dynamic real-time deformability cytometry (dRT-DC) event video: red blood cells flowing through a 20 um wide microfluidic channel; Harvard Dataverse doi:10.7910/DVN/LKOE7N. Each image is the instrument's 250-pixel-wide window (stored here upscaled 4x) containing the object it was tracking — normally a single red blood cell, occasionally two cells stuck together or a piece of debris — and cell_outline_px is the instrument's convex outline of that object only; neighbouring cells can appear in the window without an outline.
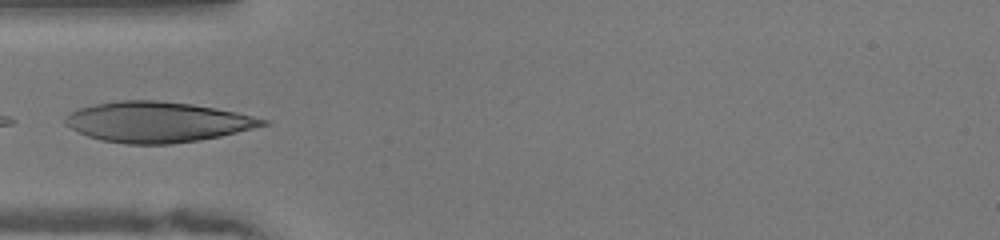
{"species": "human", "species_latin": "Homo sapiens", "temperature_condition": "warm", "stored_images_in_passage": 34, "camera_frame_rate_fps": 3000, "um_per_image_px": 0.085, "donor": {"sex": "female"}, "frame": {"image": 1, "passage_image": 14, "time_ms": 4.333, "image_size_px": [1000, 240], "cell_outline_px": [[268, 124], [220, 136], [200, 140], [172, 144], [128, 144], [100, 140], [88, 136], [64, 124], [64, 116], [80, 108], [96, 104], [116, 100], [156, 100], [192, 104], [216, 108], [236, 112], [268, 120]], "centroid_in_image_um": [13.35, 10.37], "position_along_channel_um": 71.7, "area_um2": 46.3}}
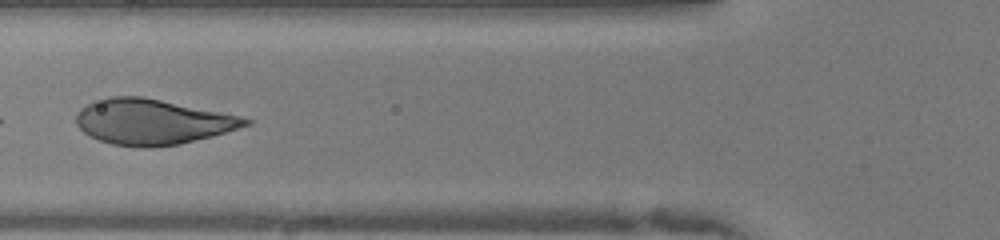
{"frame": {"image": 2, "passage_image": 17, "time_ms": 5.333, "image_size_px": [1000, 240], "cell_outline_px": [[252, 124], [212, 136], [180, 144], [148, 148], [144, 148], [112, 144], [100, 140], [84, 132], [76, 124], [76, 112], [80, 108], [88, 104], [112, 96], [140, 96], [240, 116], [252, 120]], "centroid_in_image_um": [12.94, 10.36], "position_along_channel_um": 112.9, "area_um2": 44.27}}
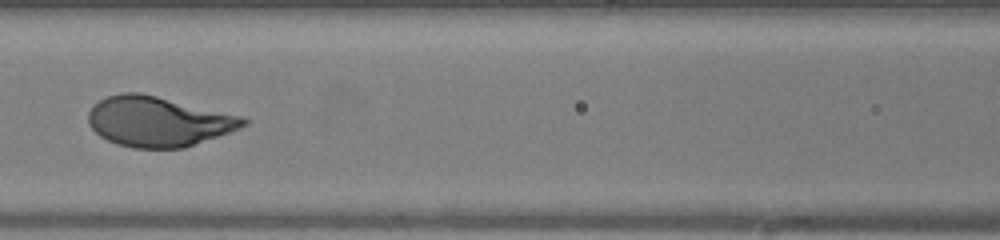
{"frame": {"image": 3, "passage_image": 20, "time_ms": 6.333, "image_size_px": [1000, 240], "cell_outline_px": [[248, 124], [240, 128], [184, 148], [132, 148], [116, 144], [100, 136], [88, 124], [88, 112], [100, 100], [108, 96], [120, 92], [140, 92], [240, 116], [248, 120]], "centroid_in_image_um": [13.42, 10.33], "position_along_channel_um": 153.2, "area_um2": 44.8}}